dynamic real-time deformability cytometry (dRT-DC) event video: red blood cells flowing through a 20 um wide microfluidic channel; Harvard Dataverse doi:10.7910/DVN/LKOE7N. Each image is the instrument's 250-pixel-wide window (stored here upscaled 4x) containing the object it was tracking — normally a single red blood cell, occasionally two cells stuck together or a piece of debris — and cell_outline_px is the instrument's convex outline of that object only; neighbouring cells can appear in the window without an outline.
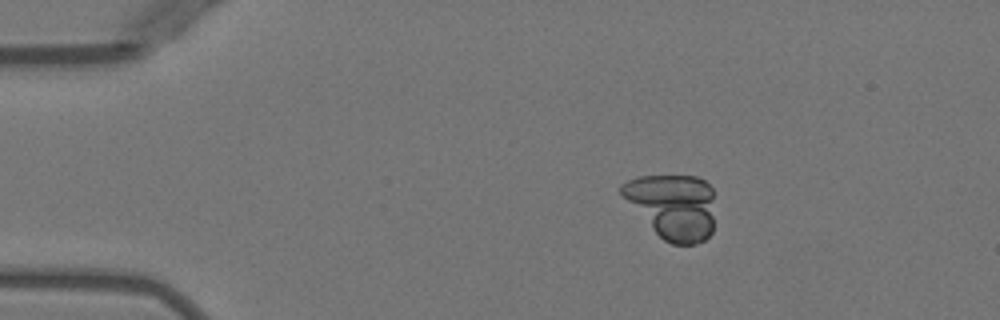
{"species": "Egyptian fruit bat (a non-hibernating species)", "species_latin": "Rousettus aegyptiacus", "temperature_condition": "warm", "stored_images_in_passage": 17, "camera_frame_rate_fps": 3000, "um_per_image_px": 0.085, "animal": {"sex": "female"}, "frame": {"image": 1, "passage_image": 10, "time_ms": 3.0, "image_size_px": [1000, 320], "cell_outline_px": [[712, 232], [704, 240], [696, 244], [672, 244], [664, 240], [656, 232], [620, 192], [620, 184], [628, 180], [640, 176], [696, 176], [704, 180], [712, 188]], "centroid_in_image_um": [57.2, 17.52], "position_along_channel_um": 27.8, "area_um2": 34.62}}